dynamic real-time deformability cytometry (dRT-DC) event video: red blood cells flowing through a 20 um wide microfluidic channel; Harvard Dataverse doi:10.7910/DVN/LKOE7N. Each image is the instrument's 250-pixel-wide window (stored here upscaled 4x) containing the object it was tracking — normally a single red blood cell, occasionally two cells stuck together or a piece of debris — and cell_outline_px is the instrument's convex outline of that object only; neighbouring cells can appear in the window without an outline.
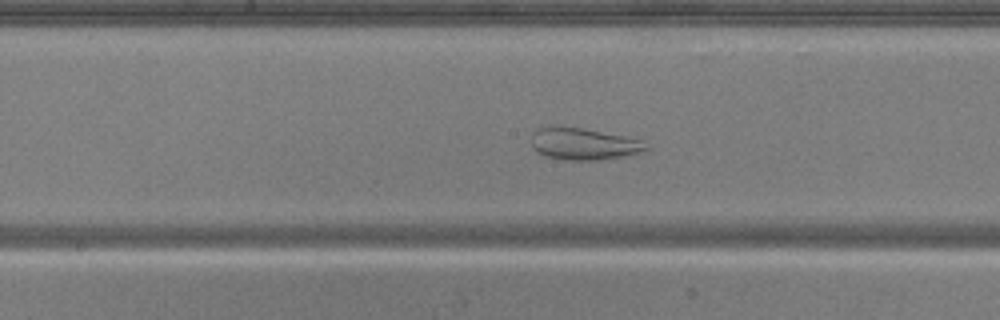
{"species": "common noctule bat (a hibernating species)", "species_latin": "Nyctalus noctula", "temperature_condition": "warm", "stored_images_in_passage": 53, "camera_frame_rate_fps": 3000, "um_per_image_px": 0.085, "animal": {"sex": "male", "body_mass_g": 20.5, "forearm_length_mm": 52.5}, "frame": {"image": 1, "passage_image": 26, "time_ms": 8.333, "image_size_px": [1000, 320], "cell_outline_px": [[648, 148], [628, 156], [600, 160], [564, 160], [544, 156], [536, 152], [532, 148], [532, 132], [540, 128], [584, 128], [628, 136], [644, 140]], "centroid_in_image_um": [49.64, 12.25], "position_along_channel_um": 198.6, "area_um2": 21.33}}
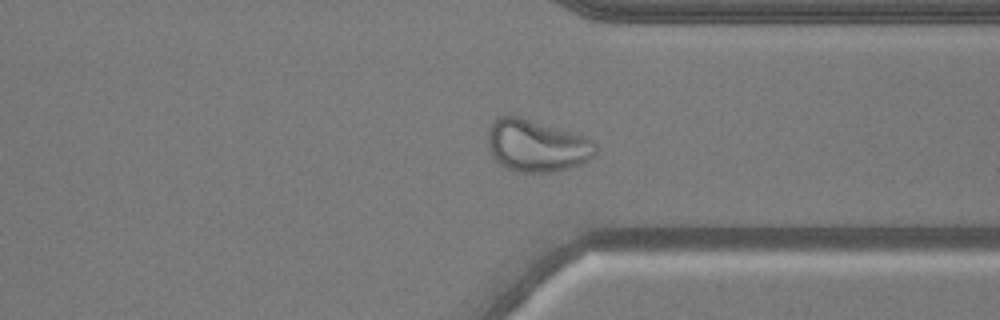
{"frame": {"image": 2, "passage_image": 39, "time_ms": 12.667, "image_size_px": [1000, 320], "cell_outline_px": [[596, 152], [588, 160], [580, 164], [568, 168], [552, 172], [516, 172], [500, 164], [492, 156], [488, 148], [488, 132], [492, 120], [508, 112], [512, 112], [588, 136], [596, 140]], "centroid_in_image_um": [45.61, 12.31], "position_along_channel_um": 365.8, "area_um2": 33.87}}
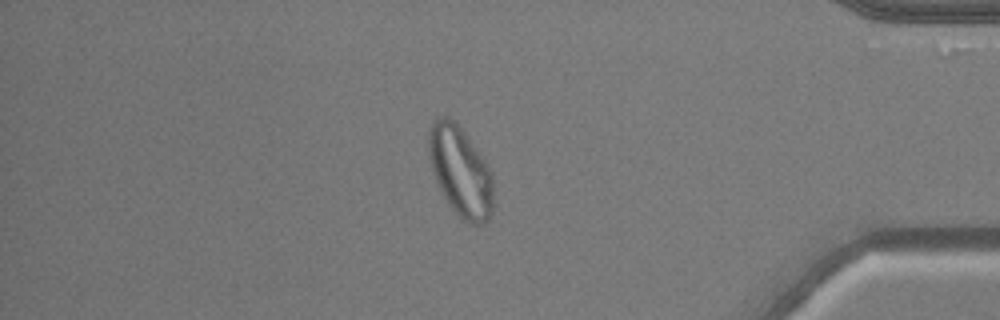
{"frame": {"image": 3, "passage_image": 44, "time_ms": 14.333, "image_size_px": [1000, 320], "cell_outline_px": [[492, 212], [488, 220], [480, 224], [468, 224], [460, 220], [456, 216], [448, 204], [436, 184], [428, 160], [428, 128], [432, 120], [440, 116], [448, 116], [460, 128], [476, 148], [488, 164], [492, 172]], "centroid_in_image_um": [39.09, 14.59], "position_along_channel_um": 396.1, "area_um2": 34.51}}